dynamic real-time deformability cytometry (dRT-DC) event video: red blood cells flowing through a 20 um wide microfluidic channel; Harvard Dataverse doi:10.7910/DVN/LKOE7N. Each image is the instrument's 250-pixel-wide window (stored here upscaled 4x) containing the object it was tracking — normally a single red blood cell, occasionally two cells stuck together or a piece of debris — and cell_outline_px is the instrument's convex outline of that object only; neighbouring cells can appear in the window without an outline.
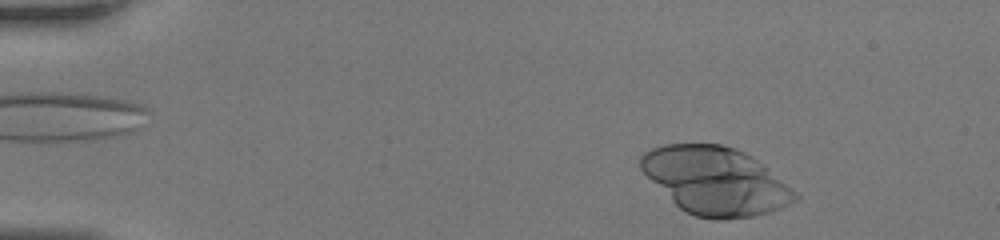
{"species": "human", "species_latin": "Homo sapiens", "temperature_condition": "room temperature", "stored_images_in_passage": 39, "camera_frame_rate_fps": 3000, "um_per_image_px": 0.085, "donor": {"sex": "female"}, "frame": {"image": 1, "passage_image": 2, "time_ms": 0.333, "image_size_px": [1000, 240], "cell_outline_px": [[800, 200], [772, 212], [752, 216], [724, 220], [716, 220], [696, 216], [680, 208], [640, 168], [640, 156], [644, 152], [652, 148], [664, 144], [720, 144], [736, 148], [752, 156], [768, 168], [792, 188], [800, 196]], "centroid_in_image_um": [60.87, 15.37], "position_along_channel_um": 24.1, "area_um2": 60.57}}
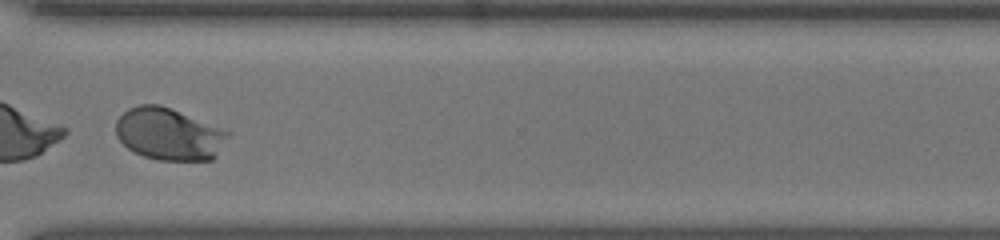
{"frame": {"image": 2, "passage_image": 30, "time_ms": 9.667, "image_size_px": [1000, 240], "cell_outline_px": [[232, 132], [216, 156], [212, 160], [160, 160], [144, 156], [132, 152], [116, 136], [116, 120], [128, 108], [140, 104], [160, 104]], "centroid_in_image_um": [14.36, 11.39], "position_along_channel_um": 356.2, "area_um2": 34.1}}